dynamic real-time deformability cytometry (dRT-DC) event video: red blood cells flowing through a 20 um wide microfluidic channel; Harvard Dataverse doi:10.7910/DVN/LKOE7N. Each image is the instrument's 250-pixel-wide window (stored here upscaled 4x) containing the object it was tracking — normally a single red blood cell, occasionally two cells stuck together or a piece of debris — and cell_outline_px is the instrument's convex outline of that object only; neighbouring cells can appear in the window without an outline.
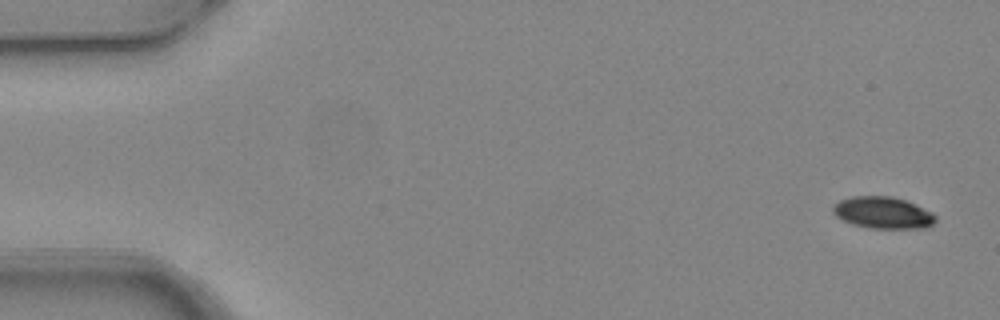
{"species": "common noctule bat (a hibernating species)", "species_latin": "Nyctalus noctula", "temperature_condition": "warm", "stored_images_in_passage": 5, "camera_frame_rate_fps": 3000, "um_per_image_px": 0.085, "animal": {"sex": "female", "body_mass_g": 24.6, "forearm_length_mm": 56.2}, "frame": {"image": 1, "passage_image": 1, "time_ms": 0.0, "image_size_px": [1000, 320], "cell_outline_px": [[936, 220], [932, 224], [924, 228], [872, 228], [852, 224], [836, 216], [832, 212], [832, 208], [840, 200], [852, 196], [892, 196], [904, 200], [932, 212], [936, 216]], "centroid_in_image_um": [75.04, 18.08], "position_along_channel_um": 10.0, "area_um2": 18.79}}
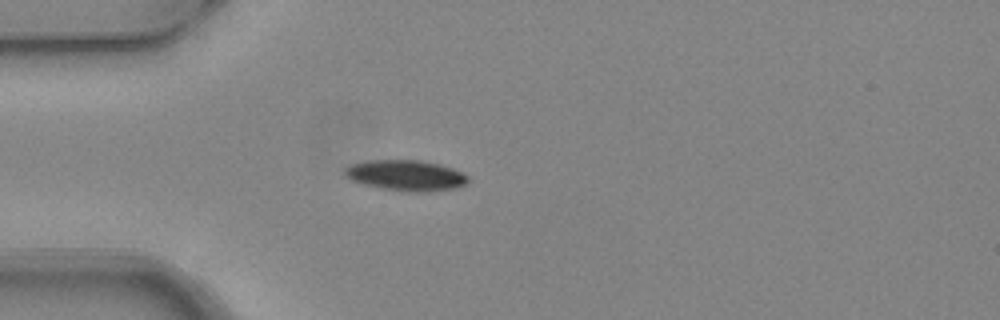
{"frame": {"image": 2, "passage_image": 5, "time_ms": 1.333, "image_size_px": [1000, 320], "cell_outline_px": [[468, 184], [456, 188], [428, 192], [408, 192], [380, 188], [364, 184], [352, 180], [344, 176], [344, 168], [352, 164], [368, 160], [420, 160], [440, 164], [452, 168], [468, 176]], "centroid_in_image_um": [34.51, 14.91], "position_along_channel_um": 50.5, "area_um2": 22.2}}